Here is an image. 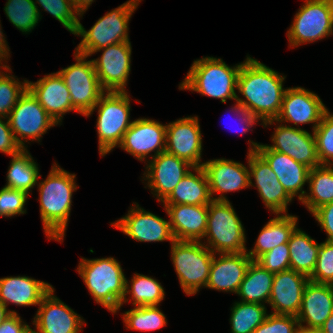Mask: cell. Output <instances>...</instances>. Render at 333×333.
Returning a JSON list of instances; mask_svg holds the SVG:
<instances>
[{
    "mask_svg": "<svg viewBox=\"0 0 333 333\" xmlns=\"http://www.w3.org/2000/svg\"><path fill=\"white\" fill-rule=\"evenodd\" d=\"M206 172L212 201H228L224 193L250 187L249 169L236 161L225 158L206 161L202 166ZM221 193L219 197H212Z\"/></svg>",
    "mask_w": 333,
    "mask_h": 333,
    "instance_id": "cb8c5ba5",
    "label": "cell"
},
{
    "mask_svg": "<svg viewBox=\"0 0 333 333\" xmlns=\"http://www.w3.org/2000/svg\"><path fill=\"white\" fill-rule=\"evenodd\" d=\"M75 176L55 163L47 178L38 184L43 229L51 240L60 242L65 236L72 194L77 189Z\"/></svg>",
    "mask_w": 333,
    "mask_h": 333,
    "instance_id": "7a4b0ae2",
    "label": "cell"
},
{
    "mask_svg": "<svg viewBox=\"0 0 333 333\" xmlns=\"http://www.w3.org/2000/svg\"><path fill=\"white\" fill-rule=\"evenodd\" d=\"M140 1L129 0L123 3L100 17L88 31L79 23L75 35L83 39L75 48V52L88 57L101 48L130 41L128 23Z\"/></svg>",
    "mask_w": 333,
    "mask_h": 333,
    "instance_id": "5b68a950",
    "label": "cell"
},
{
    "mask_svg": "<svg viewBox=\"0 0 333 333\" xmlns=\"http://www.w3.org/2000/svg\"><path fill=\"white\" fill-rule=\"evenodd\" d=\"M131 282V286H129L126 279L125 294L121 306L123 303L128 302L126 295L128 296L129 293L132 294L131 298L134 306H159L160 302L164 299V288L156 279L135 273Z\"/></svg>",
    "mask_w": 333,
    "mask_h": 333,
    "instance_id": "e575fe53",
    "label": "cell"
},
{
    "mask_svg": "<svg viewBox=\"0 0 333 333\" xmlns=\"http://www.w3.org/2000/svg\"><path fill=\"white\" fill-rule=\"evenodd\" d=\"M273 278L274 273L252 260L236 294L240 296L242 302L268 304Z\"/></svg>",
    "mask_w": 333,
    "mask_h": 333,
    "instance_id": "4dcf8cb0",
    "label": "cell"
},
{
    "mask_svg": "<svg viewBox=\"0 0 333 333\" xmlns=\"http://www.w3.org/2000/svg\"><path fill=\"white\" fill-rule=\"evenodd\" d=\"M230 111H233L237 113V116L239 117V121L241 124H243L241 127V133H245L250 130L251 127H253L254 123L259 122V120L251 115L247 110L242 108L237 102L234 107L231 108Z\"/></svg>",
    "mask_w": 333,
    "mask_h": 333,
    "instance_id": "681fc988",
    "label": "cell"
},
{
    "mask_svg": "<svg viewBox=\"0 0 333 333\" xmlns=\"http://www.w3.org/2000/svg\"><path fill=\"white\" fill-rule=\"evenodd\" d=\"M181 179L172 193L162 202L164 205H209L212 201L209 182L203 167L193 168Z\"/></svg>",
    "mask_w": 333,
    "mask_h": 333,
    "instance_id": "f1b7e54d",
    "label": "cell"
},
{
    "mask_svg": "<svg viewBox=\"0 0 333 333\" xmlns=\"http://www.w3.org/2000/svg\"><path fill=\"white\" fill-rule=\"evenodd\" d=\"M3 70L11 73L9 65L0 66ZM7 72L0 71V117H9L10 112L18 102L19 98L28 89V80L24 82H18L14 75H10ZM4 73V74H3Z\"/></svg>",
    "mask_w": 333,
    "mask_h": 333,
    "instance_id": "f35d334b",
    "label": "cell"
},
{
    "mask_svg": "<svg viewBox=\"0 0 333 333\" xmlns=\"http://www.w3.org/2000/svg\"><path fill=\"white\" fill-rule=\"evenodd\" d=\"M309 277L292 269L274 274L268 304L274 314L298 315Z\"/></svg>",
    "mask_w": 333,
    "mask_h": 333,
    "instance_id": "603a6c76",
    "label": "cell"
},
{
    "mask_svg": "<svg viewBox=\"0 0 333 333\" xmlns=\"http://www.w3.org/2000/svg\"><path fill=\"white\" fill-rule=\"evenodd\" d=\"M39 177L41 175L38 165L25 148L18 154L12 155L5 187L24 191L30 195L29 191L38 183Z\"/></svg>",
    "mask_w": 333,
    "mask_h": 333,
    "instance_id": "836d02e7",
    "label": "cell"
},
{
    "mask_svg": "<svg viewBox=\"0 0 333 333\" xmlns=\"http://www.w3.org/2000/svg\"><path fill=\"white\" fill-rule=\"evenodd\" d=\"M123 320L127 329L138 331H154L167 325L165 315L158 305L135 306L123 314Z\"/></svg>",
    "mask_w": 333,
    "mask_h": 333,
    "instance_id": "8d00e7d4",
    "label": "cell"
},
{
    "mask_svg": "<svg viewBox=\"0 0 333 333\" xmlns=\"http://www.w3.org/2000/svg\"><path fill=\"white\" fill-rule=\"evenodd\" d=\"M333 34V8L326 0H305L287 31L290 47Z\"/></svg>",
    "mask_w": 333,
    "mask_h": 333,
    "instance_id": "30bf717a",
    "label": "cell"
},
{
    "mask_svg": "<svg viewBox=\"0 0 333 333\" xmlns=\"http://www.w3.org/2000/svg\"><path fill=\"white\" fill-rule=\"evenodd\" d=\"M208 247L214 254L246 252L244 227L228 201H211L208 205Z\"/></svg>",
    "mask_w": 333,
    "mask_h": 333,
    "instance_id": "52a82bcc",
    "label": "cell"
},
{
    "mask_svg": "<svg viewBox=\"0 0 333 333\" xmlns=\"http://www.w3.org/2000/svg\"><path fill=\"white\" fill-rule=\"evenodd\" d=\"M326 113H327V115H329L333 119V114L332 113L330 114V112L328 111V109H326Z\"/></svg>",
    "mask_w": 333,
    "mask_h": 333,
    "instance_id": "9f6ffc18",
    "label": "cell"
},
{
    "mask_svg": "<svg viewBox=\"0 0 333 333\" xmlns=\"http://www.w3.org/2000/svg\"><path fill=\"white\" fill-rule=\"evenodd\" d=\"M248 152L250 186L257 187L266 208L275 214H286L288 203L293 199L287 194L267 161L257 151ZM251 178H254L255 185Z\"/></svg>",
    "mask_w": 333,
    "mask_h": 333,
    "instance_id": "d6986e66",
    "label": "cell"
},
{
    "mask_svg": "<svg viewBox=\"0 0 333 333\" xmlns=\"http://www.w3.org/2000/svg\"><path fill=\"white\" fill-rule=\"evenodd\" d=\"M231 333H252L267 317L265 305L235 302L231 308Z\"/></svg>",
    "mask_w": 333,
    "mask_h": 333,
    "instance_id": "d590c367",
    "label": "cell"
},
{
    "mask_svg": "<svg viewBox=\"0 0 333 333\" xmlns=\"http://www.w3.org/2000/svg\"><path fill=\"white\" fill-rule=\"evenodd\" d=\"M24 191L3 187L0 190V217H12L18 214H26L24 206L27 197Z\"/></svg>",
    "mask_w": 333,
    "mask_h": 333,
    "instance_id": "ee69618b",
    "label": "cell"
},
{
    "mask_svg": "<svg viewBox=\"0 0 333 333\" xmlns=\"http://www.w3.org/2000/svg\"><path fill=\"white\" fill-rule=\"evenodd\" d=\"M8 121L15 139L22 149L26 147L24 142H28L29 139L39 142L48 129L59 125L28 89L10 112Z\"/></svg>",
    "mask_w": 333,
    "mask_h": 333,
    "instance_id": "8fae6325",
    "label": "cell"
},
{
    "mask_svg": "<svg viewBox=\"0 0 333 333\" xmlns=\"http://www.w3.org/2000/svg\"><path fill=\"white\" fill-rule=\"evenodd\" d=\"M332 313L333 285L309 281L297 315L301 333H316Z\"/></svg>",
    "mask_w": 333,
    "mask_h": 333,
    "instance_id": "7402d4cb",
    "label": "cell"
},
{
    "mask_svg": "<svg viewBox=\"0 0 333 333\" xmlns=\"http://www.w3.org/2000/svg\"><path fill=\"white\" fill-rule=\"evenodd\" d=\"M77 269L95 302L116 313L121 308L126 286L120 263L114 257L81 258Z\"/></svg>",
    "mask_w": 333,
    "mask_h": 333,
    "instance_id": "3957f363",
    "label": "cell"
},
{
    "mask_svg": "<svg viewBox=\"0 0 333 333\" xmlns=\"http://www.w3.org/2000/svg\"><path fill=\"white\" fill-rule=\"evenodd\" d=\"M309 195L301 201L312 214L317 208L333 202V166L312 168L308 176Z\"/></svg>",
    "mask_w": 333,
    "mask_h": 333,
    "instance_id": "d6a6232c",
    "label": "cell"
},
{
    "mask_svg": "<svg viewBox=\"0 0 333 333\" xmlns=\"http://www.w3.org/2000/svg\"><path fill=\"white\" fill-rule=\"evenodd\" d=\"M316 333H333V313L327 318Z\"/></svg>",
    "mask_w": 333,
    "mask_h": 333,
    "instance_id": "f5cc1de1",
    "label": "cell"
},
{
    "mask_svg": "<svg viewBox=\"0 0 333 333\" xmlns=\"http://www.w3.org/2000/svg\"><path fill=\"white\" fill-rule=\"evenodd\" d=\"M4 119L5 117H0V152L12 156L18 154L22 148L14 137L8 118L6 122Z\"/></svg>",
    "mask_w": 333,
    "mask_h": 333,
    "instance_id": "bcb514c9",
    "label": "cell"
},
{
    "mask_svg": "<svg viewBox=\"0 0 333 333\" xmlns=\"http://www.w3.org/2000/svg\"><path fill=\"white\" fill-rule=\"evenodd\" d=\"M328 4L333 8V0H326Z\"/></svg>",
    "mask_w": 333,
    "mask_h": 333,
    "instance_id": "11a10c76",
    "label": "cell"
},
{
    "mask_svg": "<svg viewBox=\"0 0 333 333\" xmlns=\"http://www.w3.org/2000/svg\"><path fill=\"white\" fill-rule=\"evenodd\" d=\"M94 0H71L74 8L79 12L80 16H83L84 12L92 4Z\"/></svg>",
    "mask_w": 333,
    "mask_h": 333,
    "instance_id": "816d5d0a",
    "label": "cell"
},
{
    "mask_svg": "<svg viewBox=\"0 0 333 333\" xmlns=\"http://www.w3.org/2000/svg\"><path fill=\"white\" fill-rule=\"evenodd\" d=\"M290 269L310 277L314 271L320 244L296 228L288 241Z\"/></svg>",
    "mask_w": 333,
    "mask_h": 333,
    "instance_id": "1f68e13d",
    "label": "cell"
},
{
    "mask_svg": "<svg viewBox=\"0 0 333 333\" xmlns=\"http://www.w3.org/2000/svg\"><path fill=\"white\" fill-rule=\"evenodd\" d=\"M101 57L93 59L99 83L105 92H126V84L131 71L130 41L101 48Z\"/></svg>",
    "mask_w": 333,
    "mask_h": 333,
    "instance_id": "7c38bea8",
    "label": "cell"
},
{
    "mask_svg": "<svg viewBox=\"0 0 333 333\" xmlns=\"http://www.w3.org/2000/svg\"><path fill=\"white\" fill-rule=\"evenodd\" d=\"M4 12L9 21L26 34L32 32L41 19L40 10L34 0H7Z\"/></svg>",
    "mask_w": 333,
    "mask_h": 333,
    "instance_id": "74e56055",
    "label": "cell"
},
{
    "mask_svg": "<svg viewBox=\"0 0 333 333\" xmlns=\"http://www.w3.org/2000/svg\"><path fill=\"white\" fill-rule=\"evenodd\" d=\"M277 217L270 219L262 228L253 249L246 251L252 260H256L265 252L275 246L288 243L291 234L297 228V216L290 214H276Z\"/></svg>",
    "mask_w": 333,
    "mask_h": 333,
    "instance_id": "f546056e",
    "label": "cell"
},
{
    "mask_svg": "<svg viewBox=\"0 0 333 333\" xmlns=\"http://www.w3.org/2000/svg\"><path fill=\"white\" fill-rule=\"evenodd\" d=\"M98 108L97 133L99 138V154L105 156L113 148L120 145L124 133L132 125L130 121V98L126 92H105L86 115L89 117Z\"/></svg>",
    "mask_w": 333,
    "mask_h": 333,
    "instance_id": "8992f818",
    "label": "cell"
},
{
    "mask_svg": "<svg viewBox=\"0 0 333 333\" xmlns=\"http://www.w3.org/2000/svg\"><path fill=\"white\" fill-rule=\"evenodd\" d=\"M45 11L57 19L70 33L76 34L80 20L79 12L74 8L71 0H36ZM78 16V17H77Z\"/></svg>",
    "mask_w": 333,
    "mask_h": 333,
    "instance_id": "ab89813d",
    "label": "cell"
},
{
    "mask_svg": "<svg viewBox=\"0 0 333 333\" xmlns=\"http://www.w3.org/2000/svg\"><path fill=\"white\" fill-rule=\"evenodd\" d=\"M271 140L274 144L267 145L271 150L284 153L310 169L320 166L314 133L280 124Z\"/></svg>",
    "mask_w": 333,
    "mask_h": 333,
    "instance_id": "44dd1931",
    "label": "cell"
},
{
    "mask_svg": "<svg viewBox=\"0 0 333 333\" xmlns=\"http://www.w3.org/2000/svg\"><path fill=\"white\" fill-rule=\"evenodd\" d=\"M255 261L274 274L290 269L288 243L275 246L270 251H267L258 257Z\"/></svg>",
    "mask_w": 333,
    "mask_h": 333,
    "instance_id": "f6af8a7d",
    "label": "cell"
},
{
    "mask_svg": "<svg viewBox=\"0 0 333 333\" xmlns=\"http://www.w3.org/2000/svg\"><path fill=\"white\" fill-rule=\"evenodd\" d=\"M197 116L180 118L166 125L165 151L194 168L202 167V135Z\"/></svg>",
    "mask_w": 333,
    "mask_h": 333,
    "instance_id": "5bb4252c",
    "label": "cell"
},
{
    "mask_svg": "<svg viewBox=\"0 0 333 333\" xmlns=\"http://www.w3.org/2000/svg\"><path fill=\"white\" fill-rule=\"evenodd\" d=\"M252 333H301V330L296 316L270 313Z\"/></svg>",
    "mask_w": 333,
    "mask_h": 333,
    "instance_id": "7bdbcfd3",
    "label": "cell"
},
{
    "mask_svg": "<svg viewBox=\"0 0 333 333\" xmlns=\"http://www.w3.org/2000/svg\"><path fill=\"white\" fill-rule=\"evenodd\" d=\"M0 333H32V329L17 313H12L1 324Z\"/></svg>",
    "mask_w": 333,
    "mask_h": 333,
    "instance_id": "c3c4849f",
    "label": "cell"
},
{
    "mask_svg": "<svg viewBox=\"0 0 333 333\" xmlns=\"http://www.w3.org/2000/svg\"><path fill=\"white\" fill-rule=\"evenodd\" d=\"M309 280L319 284L333 285V242L320 243L317 261Z\"/></svg>",
    "mask_w": 333,
    "mask_h": 333,
    "instance_id": "b9f144b4",
    "label": "cell"
},
{
    "mask_svg": "<svg viewBox=\"0 0 333 333\" xmlns=\"http://www.w3.org/2000/svg\"><path fill=\"white\" fill-rule=\"evenodd\" d=\"M171 257L179 282L186 295L206 287L214 253L201 241H173Z\"/></svg>",
    "mask_w": 333,
    "mask_h": 333,
    "instance_id": "ba28073f",
    "label": "cell"
},
{
    "mask_svg": "<svg viewBox=\"0 0 333 333\" xmlns=\"http://www.w3.org/2000/svg\"><path fill=\"white\" fill-rule=\"evenodd\" d=\"M169 217L170 228L175 240L201 241L204 238L208 205H164Z\"/></svg>",
    "mask_w": 333,
    "mask_h": 333,
    "instance_id": "484cf974",
    "label": "cell"
},
{
    "mask_svg": "<svg viewBox=\"0 0 333 333\" xmlns=\"http://www.w3.org/2000/svg\"><path fill=\"white\" fill-rule=\"evenodd\" d=\"M326 107L322 100L314 92L303 87L287 88L283 95L280 113L275 120L263 123V126L272 125L273 122H292L298 124H313V131L319 125L322 117L326 114Z\"/></svg>",
    "mask_w": 333,
    "mask_h": 333,
    "instance_id": "4fadbf2b",
    "label": "cell"
},
{
    "mask_svg": "<svg viewBox=\"0 0 333 333\" xmlns=\"http://www.w3.org/2000/svg\"><path fill=\"white\" fill-rule=\"evenodd\" d=\"M166 124L158 121L139 118L133 121L129 129L124 133L122 142L118 147L133 155L140 161H144L150 152L154 155L165 152Z\"/></svg>",
    "mask_w": 333,
    "mask_h": 333,
    "instance_id": "ffe728a7",
    "label": "cell"
},
{
    "mask_svg": "<svg viewBox=\"0 0 333 333\" xmlns=\"http://www.w3.org/2000/svg\"><path fill=\"white\" fill-rule=\"evenodd\" d=\"M54 288L43 297L34 317L32 333H79L83 318L53 295Z\"/></svg>",
    "mask_w": 333,
    "mask_h": 333,
    "instance_id": "e0dca14e",
    "label": "cell"
},
{
    "mask_svg": "<svg viewBox=\"0 0 333 333\" xmlns=\"http://www.w3.org/2000/svg\"><path fill=\"white\" fill-rule=\"evenodd\" d=\"M213 256L206 287L218 291L237 293L252 261L246 252L219 253Z\"/></svg>",
    "mask_w": 333,
    "mask_h": 333,
    "instance_id": "4316f807",
    "label": "cell"
},
{
    "mask_svg": "<svg viewBox=\"0 0 333 333\" xmlns=\"http://www.w3.org/2000/svg\"><path fill=\"white\" fill-rule=\"evenodd\" d=\"M7 45L8 44H7L6 40H5L3 32L1 31V25H0V66H2V62L1 61H3V59L7 60L8 56L10 55L9 54L10 50H9V47Z\"/></svg>",
    "mask_w": 333,
    "mask_h": 333,
    "instance_id": "f907efd6",
    "label": "cell"
},
{
    "mask_svg": "<svg viewBox=\"0 0 333 333\" xmlns=\"http://www.w3.org/2000/svg\"><path fill=\"white\" fill-rule=\"evenodd\" d=\"M148 163L143 180H148L147 187L155 192L152 194L159 202H163L190 169L194 168L188 162L166 151L151 158Z\"/></svg>",
    "mask_w": 333,
    "mask_h": 333,
    "instance_id": "ac0fdd59",
    "label": "cell"
},
{
    "mask_svg": "<svg viewBox=\"0 0 333 333\" xmlns=\"http://www.w3.org/2000/svg\"><path fill=\"white\" fill-rule=\"evenodd\" d=\"M136 204V206H135ZM133 203L128 214L111 226L138 242L175 241L169 220H165Z\"/></svg>",
    "mask_w": 333,
    "mask_h": 333,
    "instance_id": "9a60e30c",
    "label": "cell"
},
{
    "mask_svg": "<svg viewBox=\"0 0 333 333\" xmlns=\"http://www.w3.org/2000/svg\"><path fill=\"white\" fill-rule=\"evenodd\" d=\"M12 313H17L14 310H7V307L0 302V326L4 322V320L11 315Z\"/></svg>",
    "mask_w": 333,
    "mask_h": 333,
    "instance_id": "db71d44e",
    "label": "cell"
},
{
    "mask_svg": "<svg viewBox=\"0 0 333 333\" xmlns=\"http://www.w3.org/2000/svg\"><path fill=\"white\" fill-rule=\"evenodd\" d=\"M285 77L248 56L241 65L237 81V90L246 99L237 95L236 102L261 120L262 124L275 120L280 113L286 90L283 88Z\"/></svg>",
    "mask_w": 333,
    "mask_h": 333,
    "instance_id": "6da1fadb",
    "label": "cell"
},
{
    "mask_svg": "<svg viewBox=\"0 0 333 333\" xmlns=\"http://www.w3.org/2000/svg\"><path fill=\"white\" fill-rule=\"evenodd\" d=\"M249 143H252L249 151H257L267 161L287 194L292 199L298 195V199L302 201L307 194L303 186L305 182L308 183L310 168L284 153L271 150L266 144H258L250 139Z\"/></svg>",
    "mask_w": 333,
    "mask_h": 333,
    "instance_id": "2e32d148",
    "label": "cell"
},
{
    "mask_svg": "<svg viewBox=\"0 0 333 333\" xmlns=\"http://www.w3.org/2000/svg\"><path fill=\"white\" fill-rule=\"evenodd\" d=\"M28 90L57 124L62 122L67 112H76L68 88L58 72L45 75L35 83L28 81Z\"/></svg>",
    "mask_w": 333,
    "mask_h": 333,
    "instance_id": "d4e9b609",
    "label": "cell"
},
{
    "mask_svg": "<svg viewBox=\"0 0 333 333\" xmlns=\"http://www.w3.org/2000/svg\"><path fill=\"white\" fill-rule=\"evenodd\" d=\"M312 214L327 233L326 241L333 242V202L317 208Z\"/></svg>",
    "mask_w": 333,
    "mask_h": 333,
    "instance_id": "7dc6e473",
    "label": "cell"
},
{
    "mask_svg": "<svg viewBox=\"0 0 333 333\" xmlns=\"http://www.w3.org/2000/svg\"><path fill=\"white\" fill-rule=\"evenodd\" d=\"M76 63L58 73L70 93L72 107L77 113L86 116L105 93L101 87L92 60L75 52Z\"/></svg>",
    "mask_w": 333,
    "mask_h": 333,
    "instance_id": "9c48e42d",
    "label": "cell"
},
{
    "mask_svg": "<svg viewBox=\"0 0 333 333\" xmlns=\"http://www.w3.org/2000/svg\"><path fill=\"white\" fill-rule=\"evenodd\" d=\"M51 289L52 285L27 276L0 278V302L6 307L9 303L36 306Z\"/></svg>",
    "mask_w": 333,
    "mask_h": 333,
    "instance_id": "83f0119b",
    "label": "cell"
},
{
    "mask_svg": "<svg viewBox=\"0 0 333 333\" xmlns=\"http://www.w3.org/2000/svg\"><path fill=\"white\" fill-rule=\"evenodd\" d=\"M242 63L234 67L228 66L221 58L203 57L194 60L179 89L191 90L201 95L236 101L237 81Z\"/></svg>",
    "mask_w": 333,
    "mask_h": 333,
    "instance_id": "277c9868",
    "label": "cell"
},
{
    "mask_svg": "<svg viewBox=\"0 0 333 333\" xmlns=\"http://www.w3.org/2000/svg\"><path fill=\"white\" fill-rule=\"evenodd\" d=\"M320 165L333 164V119L327 115L322 117L313 131Z\"/></svg>",
    "mask_w": 333,
    "mask_h": 333,
    "instance_id": "60d3db41",
    "label": "cell"
}]
</instances>
